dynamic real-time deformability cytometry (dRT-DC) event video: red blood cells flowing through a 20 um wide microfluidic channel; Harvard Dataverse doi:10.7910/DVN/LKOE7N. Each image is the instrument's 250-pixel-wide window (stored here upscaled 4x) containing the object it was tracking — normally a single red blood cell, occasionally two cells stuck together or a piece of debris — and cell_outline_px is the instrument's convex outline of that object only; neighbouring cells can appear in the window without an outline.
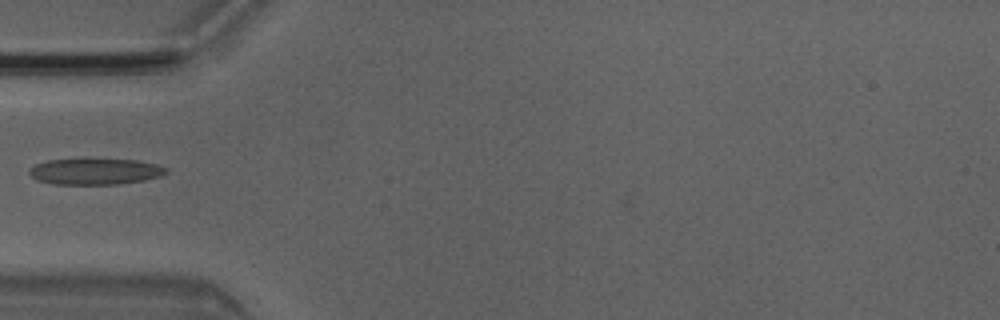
{"species": "Egyptian fruit bat (a non-hibernating species)", "species_latin": "Rousettus aegyptiacus", "temperature_condition": "room temperature", "stored_images_in_passage": 5, "camera_frame_rate_fps": 3000, "um_per_image_px": 0.085, "animal": {"sex": "male"}, "frame": {"image": 1, "passage_image": 4, "time_ms": 1.0, "image_size_px": [1000, 320], "cell_outline_px": [[168, 172], [160, 176], [144, 180], [120, 184], [52, 184], [36, 180], [28, 172], [36, 164], [48, 160], [136, 160], [156, 164], [168, 168]], "centroid_in_image_um": [8.11, 14.59], "position_along_channel_um": 76.9, "area_um2": 20.52}}